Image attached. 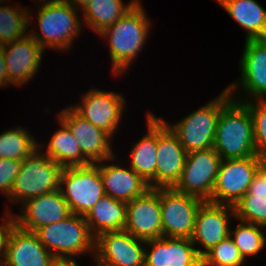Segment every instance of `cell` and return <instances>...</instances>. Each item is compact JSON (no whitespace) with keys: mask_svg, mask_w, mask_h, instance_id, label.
<instances>
[{"mask_svg":"<svg viewBox=\"0 0 266 266\" xmlns=\"http://www.w3.org/2000/svg\"><path fill=\"white\" fill-rule=\"evenodd\" d=\"M5 216H6L5 221L2 224H0V258L1 255L3 258L0 259V265L3 263L5 259L8 240L13 230V227L16 225V221L12 216L11 212H8V214L6 212Z\"/></svg>","mask_w":266,"mask_h":266,"instance_id":"cell-35","label":"cell"},{"mask_svg":"<svg viewBox=\"0 0 266 266\" xmlns=\"http://www.w3.org/2000/svg\"><path fill=\"white\" fill-rule=\"evenodd\" d=\"M187 152L178 137L157 117L156 188H172L183 172Z\"/></svg>","mask_w":266,"mask_h":266,"instance_id":"cell-16","label":"cell"},{"mask_svg":"<svg viewBox=\"0 0 266 266\" xmlns=\"http://www.w3.org/2000/svg\"><path fill=\"white\" fill-rule=\"evenodd\" d=\"M9 83L19 87L40 68L44 49L29 35L2 45Z\"/></svg>","mask_w":266,"mask_h":266,"instance_id":"cell-18","label":"cell"},{"mask_svg":"<svg viewBox=\"0 0 266 266\" xmlns=\"http://www.w3.org/2000/svg\"><path fill=\"white\" fill-rule=\"evenodd\" d=\"M54 256L41 244L35 232L13 227L1 266H48Z\"/></svg>","mask_w":266,"mask_h":266,"instance_id":"cell-21","label":"cell"},{"mask_svg":"<svg viewBox=\"0 0 266 266\" xmlns=\"http://www.w3.org/2000/svg\"><path fill=\"white\" fill-rule=\"evenodd\" d=\"M150 21L139 0L115 24L107 27L100 36L109 39V52L114 74L126 72L143 48L149 34Z\"/></svg>","mask_w":266,"mask_h":266,"instance_id":"cell-1","label":"cell"},{"mask_svg":"<svg viewBox=\"0 0 266 266\" xmlns=\"http://www.w3.org/2000/svg\"><path fill=\"white\" fill-rule=\"evenodd\" d=\"M22 160L3 158L0 159V192L7 197L15 182L16 176L19 174Z\"/></svg>","mask_w":266,"mask_h":266,"instance_id":"cell-34","label":"cell"},{"mask_svg":"<svg viewBox=\"0 0 266 266\" xmlns=\"http://www.w3.org/2000/svg\"><path fill=\"white\" fill-rule=\"evenodd\" d=\"M241 100L249 109L253 123L255 148L258 156H266V100ZM249 98V99H248ZM248 99V100H247ZM255 102V103H254Z\"/></svg>","mask_w":266,"mask_h":266,"instance_id":"cell-33","label":"cell"},{"mask_svg":"<svg viewBox=\"0 0 266 266\" xmlns=\"http://www.w3.org/2000/svg\"><path fill=\"white\" fill-rule=\"evenodd\" d=\"M94 238L105 232L124 230L127 222V202L104 195L85 216Z\"/></svg>","mask_w":266,"mask_h":266,"instance_id":"cell-24","label":"cell"},{"mask_svg":"<svg viewBox=\"0 0 266 266\" xmlns=\"http://www.w3.org/2000/svg\"><path fill=\"white\" fill-rule=\"evenodd\" d=\"M41 2H42V0H38V4H40ZM46 2H47L46 0H43V3H46Z\"/></svg>","mask_w":266,"mask_h":266,"instance_id":"cell-41","label":"cell"},{"mask_svg":"<svg viewBox=\"0 0 266 266\" xmlns=\"http://www.w3.org/2000/svg\"><path fill=\"white\" fill-rule=\"evenodd\" d=\"M241 57L243 89L251 100H266V39L245 40Z\"/></svg>","mask_w":266,"mask_h":266,"instance_id":"cell-20","label":"cell"},{"mask_svg":"<svg viewBox=\"0 0 266 266\" xmlns=\"http://www.w3.org/2000/svg\"><path fill=\"white\" fill-rule=\"evenodd\" d=\"M22 204V215L12 216L16 224L27 231L35 232L40 227L57 223L72 214L60 190L29 198Z\"/></svg>","mask_w":266,"mask_h":266,"instance_id":"cell-17","label":"cell"},{"mask_svg":"<svg viewBox=\"0 0 266 266\" xmlns=\"http://www.w3.org/2000/svg\"><path fill=\"white\" fill-rule=\"evenodd\" d=\"M147 127V134L130 151V168L148 184L149 188H156L157 118L151 112L147 116Z\"/></svg>","mask_w":266,"mask_h":266,"instance_id":"cell-23","label":"cell"},{"mask_svg":"<svg viewBox=\"0 0 266 266\" xmlns=\"http://www.w3.org/2000/svg\"><path fill=\"white\" fill-rule=\"evenodd\" d=\"M246 31L248 39H266V10L255 0H216Z\"/></svg>","mask_w":266,"mask_h":266,"instance_id":"cell-25","label":"cell"},{"mask_svg":"<svg viewBox=\"0 0 266 266\" xmlns=\"http://www.w3.org/2000/svg\"><path fill=\"white\" fill-rule=\"evenodd\" d=\"M35 233L54 258L74 259L75 255L90 251L94 258L95 238L84 216L72 213L64 220L40 227Z\"/></svg>","mask_w":266,"mask_h":266,"instance_id":"cell-5","label":"cell"},{"mask_svg":"<svg viewBox=\"0 0 266 266\" xmlns=\"http://www.w3.org/2000/svg\"><path fill=\"white\" fill-rule=\"evenodd\" d=\"M144 266H202V258L198 255L189 238H170L146 241Z\"/></svg>","mask_w":266,"mask_h":266,"instance_id":"cell-19","label":"cell"},{"mask_svg":"<svg viewBox=\"0 0 266 266\" xmlns=\"http://www.w3.org/2000/svg\"><path fill=\"white\" fill-rule=\"evenodd\" d=\"M263 157L221 160L209 202L234 206L247 192L260 170Z\"/></svg>","mask_w":266,"mask_h":266,"instance_id":"cell-8","label":"cell"},{"mask_svg":"<svg viewBox=\"0 0 266 266\" xmlns=\"http://www.w3.org/2000/svg\"><path fill=\"white\" fill-rule=\"evenodd\" d=\"M243 263L245 260L230 236L202 257V266H241Z\"/></svg>","mask_w":266,"mask_h":266,"instance_id":"cell-32","label":"cell"},{"mask_svg":"<svg viewBox=\"0 0 266 266\" xmlns=\"http://www.w3.org/2000/svg\"><path fill=\"white\" fill-rule=\"evenodd\" d=\"M69 2L76 9H83L91 0H65ZM78 6V7H77Z\"/></svg>","mask_w":266,"mask_h":266,"instance_id":"cell-39","label":"cell"},{"mask_svg":"<svg viewBox=\"0 0 266 266\" xmlns=\"http://www.w3.org/2000/svg\"><path fill=\"white\" fill-rule=\"evenodd\" d=\"M38 150L22 160L20 172L7 196L12 203H23L29 198L59 190L64 168Z\"/></svg>","mask_w":266,"mask_h":266,"instance_id":"cell-6","label":"cell"},{"mask_svg":"<svg viewBox=\"0 0 266 266\" xmlns=\"http://www.w3.org/2000/svg\"><path fill=\"white\" fill-rule=\"evenodd\" d=\"M230 214L235 217L232 205L217 204L209 201H204L200 205L195 217L191 240L194 245L199 243L205 249L196 248L201 258L215 245L230 236Z\"/></svg>","mask_w":266,"mask_h":266,"instance_id":"cell-12","label":"cell"},{"mask_svg":"<svg viewBox=\"0 0 266 266\" xmlns=\"http://www.w3.org/2000/svg\"><path fill=\"white\" fill-rule=\"evenodd\" d=\"M81 101L82 104L71 107L112 138L117 131L124 107H126L124 97L119 93L91 89L83 95Z\"/></svg>","mask_w":266,"mask_h":266,"instance_id":"cell-13","label":"cell"},{"mask_svg":"<svg viewBox=\"0 0 266 266\" xmlns=\"http://www.w3.org/2000/svg\"><path fill=\"white\" fill-rule=\"evenodd\" d=\"M262 228L264 227L240 221L239 225L233 232L230 229V237L240 251L244 260L248 256L258 254L265 246L266 236L262 232Z\"/></svg>","mask_w":266,"mask_h":266,"instance_id":"cell-30","label":"cell"},{"mask_svg":"<svg viewBox=\"0 0 266 266\" xmlns=\"http://www.w3.org/2000/svg\"><path fill=\"white\" fill-rule=\"evenodd\" d=\"M262 165L266 168V156L263 157V162H262Z\"/></svg>","mask_w":266,"mask_h":266,"instance_id":"cell-40","label":"cell"},{"mask_svg":"<svg viewBox=\"0 0 266 266\" xmlns=\"http://www.w3.org/2000/svg\"><path fill=\"white\" fill-rule=\"evenodd\" d=\"M37 20L41 34L35 30L29 35L43 48L68 50L82 30L77 10L65 0H47L41 3Z\"/></svg>","mask_w":266,"mask_h":266,"instance_id":"cell-4","label":"cell"},{"mask_svg":"<svg viewBox=\"0 0 266 266\" xmlns=\"http://www.w3.org/2000/svg\"><path fill=\"white\" fill-rule=\"evenodd\" d=\"M237 84L240 85V83H231L217 98L173 125L163 120L178 137L187 153L213 147L219 115L221 110L233 99V91L238 89Z\"/></svg>","mask_w":266,"mask_h":266,"instance_id":"cell-3","label":"cell"},{"mask_svg":"<svg viewBox=\"0 0 266 266\" xmlns=\"http://www.w3.org/2000/svg\"><path fill=\"white\" fill-rule=\"evenodd\" d=\"M145 244V240L125 230L102 233L95 238V263L97 266H144Z\"/></svg>","mask_w":266,"mask_h":266,"instance_id":"cell-11","label":"cell"},{"mask_svg":"<svg viewBox=\"0 0 266 266\" xmlns=\"http://www.w3.org/2000/svg\"><path fill=\"white\" fill-rule=\"evenodd\" d=\"M213 148L222 160L257 155L251 113L248 107L235 97L221 110Z\"/></svg>","mask_w":266,"mask_h":266,"instance_id":"cell-2","label":"cell"},{"mask_svg":"<svg viewBox=\"0 0 266 266\" xmlns=\"http://www.w3.org/2000/svg\"><path fill=\"white\" fill-rule=\"evenodd\" d=\"M221 160L213 147L187 153L183 172L172 188L203 201H210Z\"/></svg>","mask_w":266,"mask_h":266,"instance_id":"cell-9","label":"cell"},{"mask_svg":"<svg viewBox=\"0 0 266 266\" xmlns=\"http://www.w3.org/2000/svg\"><path fill=\"white\" fill-rule=\"evenodd\" d=\"M9 81L7 77L6 72V64H5V58H4V52L2 50V45H0V87L2 86H9Z\"/></svg>","mask_w":266,"mask_h":266,"instance_id":"cell-37","label":"cell"},{"mask_svg":"<svg viewBox=\"0 0 266 266\" xmlns=\"http://www.w3.org/2000/svg\"><path fill=\"white\" fill-rule=\"evenodd\" d=\"M58 129L48 144L45 154L63 168L91 164L82 154L80 146L69 128L59 120Z\"/></svg>","mask_w":266,"mask_h":266,"instance_id":"cell-27","label":"cell"},{"mask_svg":"<svg viewBox=\"0 0 266 266\" xmlns=\"http://www.w3.org/2000/svg\"><path fill=\"white\" fill-rule=\"evenodd\" d=\"M138 0H132L124 6L122 0H91L83 10L85 25L98 34L115 24L130 11Z\"/></svg>","mask_w":266,"mask_h":266,"instance_id":"cell-26","label":"cell"},{"mask_svg":"<svg viewBox=\"0 0 266 266\" xmlns=\"http://www.w3.org/2000/svg\"><path fill=\"white\" fill-rule=\"evenodd\" d=\"M48 266H79L75 259L70 258H53Z\"/></svg>","mask_w":266,"mask_h":266,"instance_id":"cell-38","label":"cell"},{"mask_svg":"<svg viewBox=\"0 0 266 266\" xmlns=\"http://www.w3.org/2000/svg\"><path fill=\"white\" fill-rule=\"evenodd\" d=\"M102 163L95 164L99 167L106 195L120 201L130 202L149 189L148 184L132 168Z\"/></svg>","mask_w":266,"mask_h":266,"instance_id":"cell-22","label":"cell"},{"mask_svg":"<svg viewBox=\"0 0 266 266\" xmlns=\"http://www.w3.org/2000/svg\"><path fill=\"white\" fill-rule=\"evenodd\" d=\"M59 190L71 213L84 217L105 195L103 180L96 164L64 168Z\"/></svg>","mask_w":266,"mask_h":266,"instance_id":"cell-7","label":"cell"},{"mask_svg":"<svg viewBox=\"0 0 266 266\" xmlns=\"http://www.w3.org/2000/svg\"><path fill=\"white\" fill-rule=\"evenodd\" d=\"M233 207L237 220L266 227V197L246 193Z\"/></svg>","mask_w":266,"mask_h":266,"instance_id":"cell-31","label":"cell"},{"mask_svg":"<svg viewBox=\"0 0 266 266\" xmlns=\"http://www.w3.org/2000/svg\"><path fill=\"white\" fill-rule=\"evenodd\" d=\"M124 230L145 241L163 236L160 188H149L141 196L127 202Z\"/></svg>","mask_w":266,"mask_h":266,"instance_id":"cell-14","label":"cell"},{"mask_svg":"<svg viewBox=\"0 0 266 266\" xmlns=\"http://www.w3.org/2000/svg\"><path fill=\"white\" fill-rule=\"evenodd\" d=\"M249 195H260L266 197V168L262 165L254 176L253 182L249 186Z\"/></svg>","mask_w":266,"mask_h":266,"instance_id":"cell-36","label":"cell"},{"mask_svg":"<svg viewBox=\"0 0 266 266\" xmlns=\"http://www.w3.org/2000/svg\"><path fill=\"white\" fill-rule=\"evenodd\" d=\"M13 5L0 6V45L13 42L25 37L30 23L32 24L30 12L27 8Z\"/></svg>","mask_w":266,"mask_h":266,"instance_id":"cell-28","label":"cell"},{"mask_svg":"<svg viewBox=\"0 0 266 266\" xmlns=\"http://www.w3.org/2000/svg\"><path fill=\"white\" fill-rule=\"evenodd\" d=\"M78 142L83 156L91 163L115 159L110 141L111 137L103 130L80 116L71 106L58 114Z\"/></svg>","mask_w":266,"mask_h":266,"instance_id":"cell-15","label":"cell"},{"mask_svg":"<svg viewBox=\"0 0 266 266\" xmlns=\"http://www.w3.org/2000/svg\"><path fill=\"white\" fill-rule=\"evenodd\" d=\"M34 137L24 128L9 129L0 134V159L9 158L23 160L37 148H43L36 143Z\"/></svg>","mask_w":266,"mask_h":266,"instance_id":"cell-29","label":"cell"},{"mask_svg":"<svg viewBox=\"0 0 266 266\" xmlns=\"http://www.w3.org/2000/svg\"><path fill=\"white\" fill-rule=\"evenodd\" d=\"M204 201L173 188H160L163 236L189 238L194 231L195 217Z\"/></svg>","mask_w":266,"mask_h":266,"instance_id":"cell-10","label":"cell"}]
</instances>
